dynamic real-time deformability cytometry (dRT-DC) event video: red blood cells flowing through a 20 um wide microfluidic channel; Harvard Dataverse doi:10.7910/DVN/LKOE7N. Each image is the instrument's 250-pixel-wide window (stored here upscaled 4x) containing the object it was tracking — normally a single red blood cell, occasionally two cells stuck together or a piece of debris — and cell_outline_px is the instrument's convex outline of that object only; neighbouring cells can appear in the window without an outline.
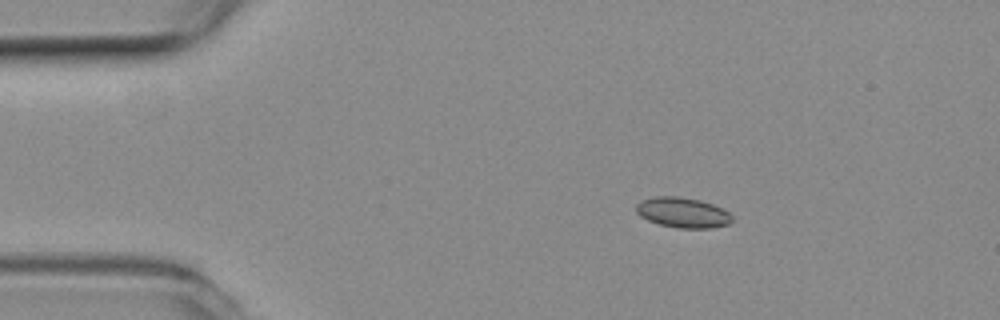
{"species": "common noctule bat (a hibernating species)", "species_latin": "Nyctalus noctula", "temperature_condition": "room temperature", "stored_images_in_passage": 5, "camera_frame_rate_fps": 3000, "um_per_image_px": 0.085, "animal": {"sex": "female", "body_mass_g": 19.3, "forearm_length_mm": 54.1}, "frame": {"image": 1, "passage_image": 3, "time_ms": 0.667, "image_size_px": [1000, 320], "cell_outline_px": [[732, 220], [728, 224], [712, 228], [676, 228], [660, 224], [648, 220], [640, 216], [636, 212], [636, 204], [644, 200], [656, 196], [676, 196], [700, 200], [712, 204], [728, 212], [732, 216]], "centroid_in_image_um": [58.02, 18.07], "position_along_channel_um": 27.0, "area_um2": 16.76}}